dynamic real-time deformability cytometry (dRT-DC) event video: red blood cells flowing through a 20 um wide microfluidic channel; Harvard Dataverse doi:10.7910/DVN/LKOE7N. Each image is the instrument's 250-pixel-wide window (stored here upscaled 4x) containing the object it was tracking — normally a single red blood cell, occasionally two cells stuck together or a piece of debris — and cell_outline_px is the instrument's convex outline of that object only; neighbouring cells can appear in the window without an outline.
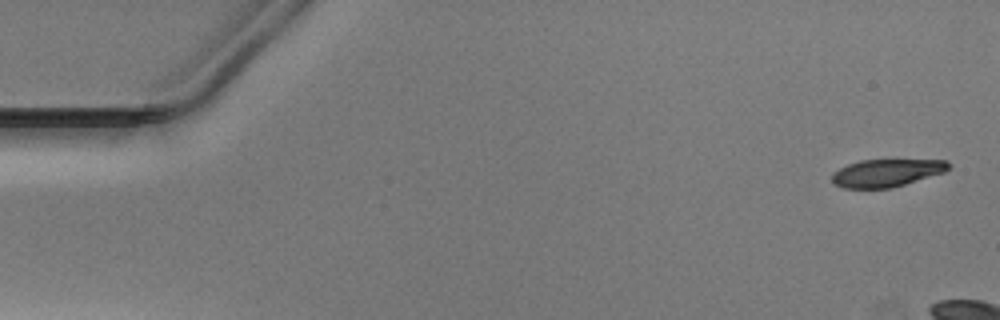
{"species": "Egyptian fruit bat (a non-hibernating species)", "species_latin": "Rousettus aegyptiacus", "temperature_condition": "warm", "stored_images_in_passage": 9, "camera_frame_rate_fps": 3000, "um_per_image_px": 0.085, "animal": {"sex": "male"}, "frame": {"image": 1, "passage_image": 1, "time_ms": 0.0, "image_size_px": [1000, 320], "cell_outline_px": [[952, 164], [944, 172], [892, 188], [844, 188], [832, 184], [832, 172], [848, 164], [860, 160], [948, 160]], "centroid_in_image_um": [75.34, 14.7], "position_along_channel_um": 9.7, "area_um2": 18.79}}